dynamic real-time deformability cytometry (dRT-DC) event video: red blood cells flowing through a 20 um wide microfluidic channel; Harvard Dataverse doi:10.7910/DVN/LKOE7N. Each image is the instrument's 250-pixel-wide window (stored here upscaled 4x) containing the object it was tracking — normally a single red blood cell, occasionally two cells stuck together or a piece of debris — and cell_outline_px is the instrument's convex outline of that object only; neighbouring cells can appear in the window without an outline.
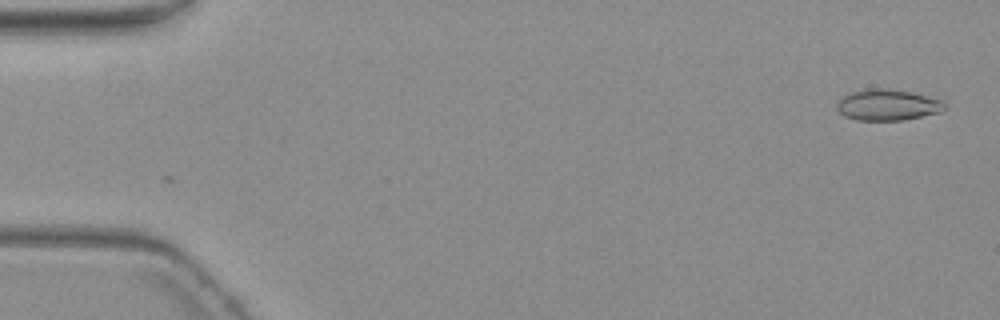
{"species": "common noctule bat (a hibernating species)", "species_latin": "Nyctalus noctula", "temperature_condition": "warm", "stored_images_in_passage": 2, "camera_frame_rate_fps": 3000, "um_per_image_px": 0.085, "animal": {"sex": "female", "body_mass_g": 19.3, "forearm_length_mm": 54.1}, "frame": {"image": 1, "passage_image": 2, "time_ms": 1.0, "image_size_px": [1000, 320], "cell_outline_px": [[948, 104], [940, 112], [904, 120], [856, 120], [844, 116], [836, 108], [836, 104], [844, 96], [852, 92], [868, 88], [888, 88], [912, 92], [944, 100]], "centroid_in_image_um": [75.48, 8.91], "position_along_channel_um": 9.5, "area_um2": 19.65}}